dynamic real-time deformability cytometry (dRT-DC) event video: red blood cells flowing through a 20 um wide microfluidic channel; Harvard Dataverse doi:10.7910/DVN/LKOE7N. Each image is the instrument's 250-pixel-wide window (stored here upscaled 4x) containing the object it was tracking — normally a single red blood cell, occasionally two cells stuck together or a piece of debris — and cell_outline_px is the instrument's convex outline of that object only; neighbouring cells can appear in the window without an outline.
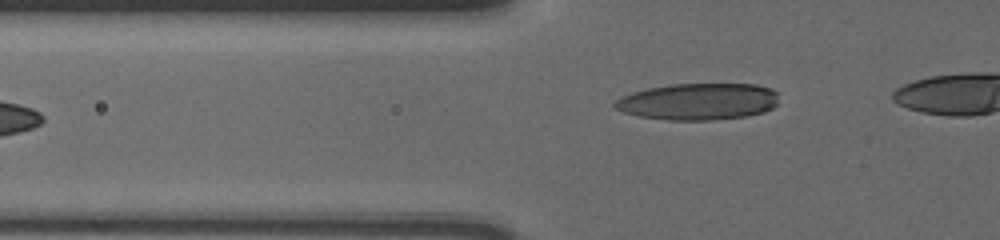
{"species": "human", "species_latin": "Homo sapiens", "temperature_condition": "cold", "stored_images_in_passage": 33, "camera_frame_rate_fps": 3000, "um_per_image_px": 0.085, "donor": {"sex": "male"}, "frame": {"image": 1, "passage_image": 2, "time_ms": 0.333, "image_size_px": [1000, 240], "cell_outline_px": [[780, 92], [776, 104], [772, 108], [764, 112], [748, 116], [712, 120], [668, 120], [640, 116], [624, 112], [616, 108], [612, 104], [616, 100], [632, 92], [648, 88], [672, 84], [756, 84], [772, 88]], "centroid_in_image_um": [59.41, 8.63], "position_along_channel_um": 66.4, "area_um2": 35.26}}
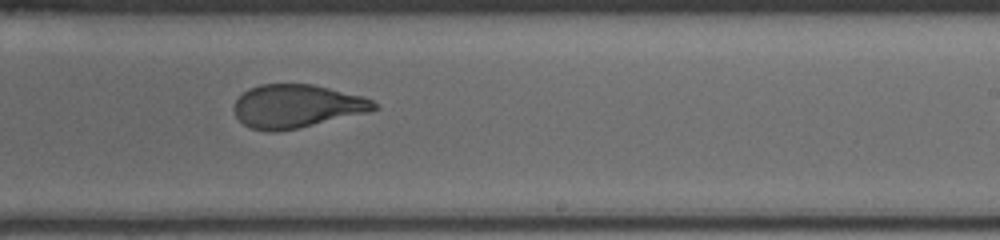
{"frame": {"image": 2, "passage_image": 19, "time_ms": 6.0, "image_size_px": [1000, 240], "cell_outline_px": [[380, 108], [368, 112], [296, 128], [276, 132], [268, 132], [252, 128], [244, 124], [236, 116], [232, 108], [236, 100], [244, 92], [260, 84], [312, 84], [360, 96], [372, 100]], "centroid_in_image_um": [25.19, 9.03], "position_along_channel_um": 263.8, "area_um2": 34.85}}
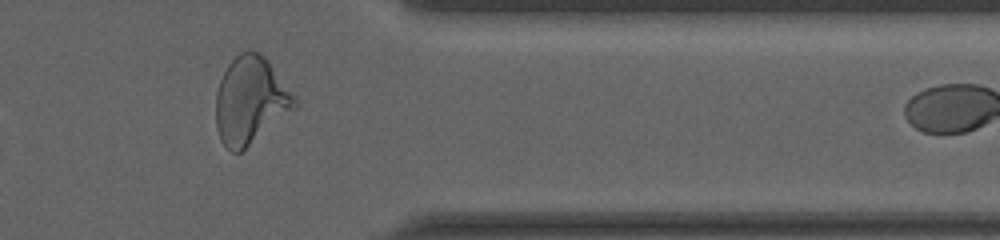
{"frame": {"image": 3, "passage_image": 30, "time_ms": 9.667, "image_size_px": [1000, 240], "cell_outline_px": [[296, 104], [292, 108], [240, 152], [232, 152], [220, 140], [216, 128], [216, 92], [220, 80], [228, 64], [240, 52], [260, 52], [268, 60], [296, 100]], "centroid_in_image_um": [21.21, 8.52], "position_along_channel_um": 390.2, "area_um2": 38.61}}